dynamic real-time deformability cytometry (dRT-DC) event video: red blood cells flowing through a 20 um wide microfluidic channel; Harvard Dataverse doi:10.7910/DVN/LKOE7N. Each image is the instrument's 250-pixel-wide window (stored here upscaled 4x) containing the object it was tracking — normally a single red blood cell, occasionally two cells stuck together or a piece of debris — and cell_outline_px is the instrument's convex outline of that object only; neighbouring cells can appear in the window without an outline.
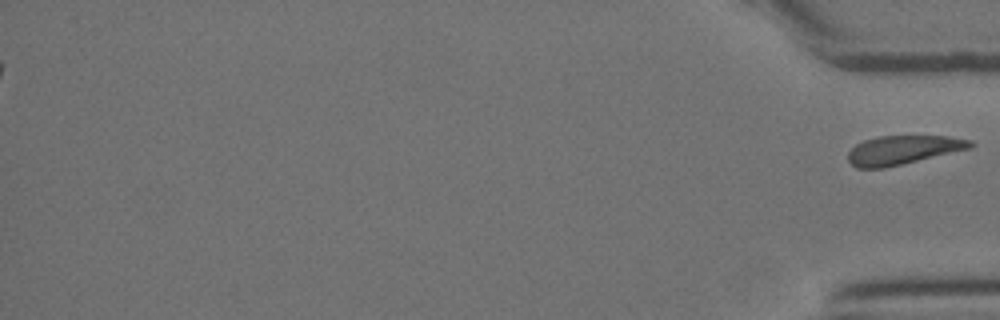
{"species": "Egyptian fruit bat (a non-hibernating species)", "species_latin": "Rousettus aegyptiacus", "temperature_condition": "room temperature", "stored_images_in_passage": 25, "segment_of_instrument_passage": [2, 2], "camera_frame_rate_fps": 3000, "um_per_image_px": 0.085, "animal": {"sex": "female"}, "frame": {"image": 1, "passage_image": 25, "time_ms": 8.0, "image_size_px": [1000, 320], "cell_outline_px": [[976, 144], [972, 148], [884, 168], [856, 168], [848, 160], [848, 152], [856, 144], [864, 140], [876, 136], [948, 136], [972, 140]], "centroid_in_image_um": [76.77, 12.74], "position_along_channel_um": 358.4, "area_um2": 20.63}}